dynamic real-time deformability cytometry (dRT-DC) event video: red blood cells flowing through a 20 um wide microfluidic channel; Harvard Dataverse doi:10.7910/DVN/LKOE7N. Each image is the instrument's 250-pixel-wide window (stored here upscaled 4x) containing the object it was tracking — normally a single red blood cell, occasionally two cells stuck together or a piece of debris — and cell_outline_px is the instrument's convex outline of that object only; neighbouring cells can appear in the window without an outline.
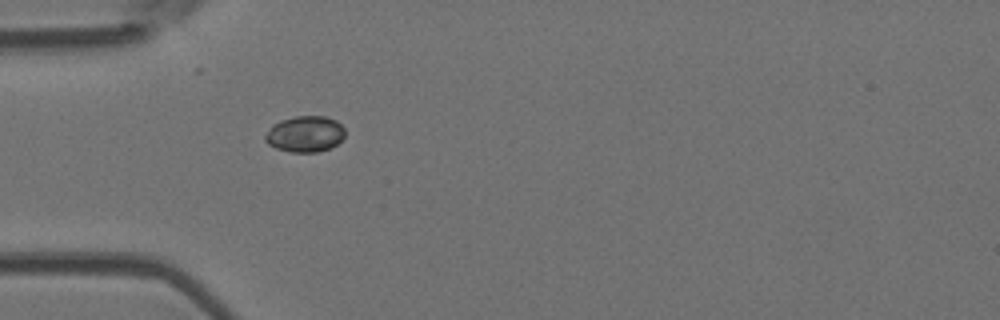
{"species": "Egyptian fruit bat (a non-hibernating species)", "species_latin": "Rousettus aegyptiacus", "temperature_condition": "room temperature", "stored_images_in_passage": 1, "camera_frame_rate_fps": 3000, "um_per_image_px": 0.085, "animal": {"sex": "female"}, "frame": {"image": 1, "passage_image": 1, "time_ms": 0.0, "image_size_px": [1000, 320], "cell_outline_px": [[344, 136], [332, 148], [316, 152], [292, 152], [276, 148], [268, 144], [264, 140], [264, 136], [272, 124], [280, 120], [296, 116], [324, 116], [336, 120], [344, 128]], "centroid_in_image_um": [25.91, 11.39], "position_along_channel_um": 59.1, "area_um2": 16.82}}